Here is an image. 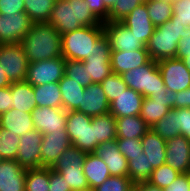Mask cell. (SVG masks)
Wrapping results in <instances>:
<instances>
[{
    "label": "cell",
    "instance_id": "23",
    "mask_svg": "<svg viewBox=\"0 0 190 191\" xmlns=\"http://www.w3.org/2000/svg\"><path fill=\"white\" fill-rule=\"evenodd\" d=\"M151 60L147 49L133 51H111L110 63L112 72L122 73L147 64Z\"/></svg>",
    "mask_w": 190,
    "mask_h": 191
},
{
    "label": "cell",
    "instance_id": "25",
    "mask_svg": "<svg viewBox=\"0 0 190 191\" xmlns=\"http://www.w3.org/2000/svg\"><path fill=\"white\" fill-rule=\"evenodd\" d=\"M143 147V152L147 155L149 165L153 169L160 167L166 161V140L155 133L151 128L140 139Z\"/></svg>",
    "mask_w": 190,
    "mask_h": 191
},
{
    "label": "cell",
    "instance_id": "53",
    "mask_svg": "<svg viewBox=\"0 0 190 191\" xmlns=\"http://www.w3.org/2000/svg\"><path fill=\"white\" fill-rule=\"evenodd\" d=\"M11 85L0 88V114L11 109Z\"/></svg>",
    "mask_w": 190,
    "mask_h": 191
},
{
    "label": "cell",
    "instance_id": "5",
    "mask_svg": "<svg viewBox=\"0 0 190 191\" xmlns=\"http://www.w3.org/2000/svg\"><path fill=\"white\" fill-rule=\"evenodd\" d=\"M127 87L137 91L144 97L153 93L167 92L157 61L150 60L147 64L121 74Z\"/></svg>",
    "mask_w": 190,
    "mask_h": 191
},
{
    "label": "cell",
    "instance_id": "7",
    "mask_svg": "<svg viewBox=\"0 0 190 191\" xmlns=\"http://www.w3.org/2000/svg\"><path fill=\"white\" fill-rule=\"evenodd\" d=\"M28 64L20 43L0 44V65L11 83L26 80Z\"/></svg>",
    "mask_w": 190,
    "mask_h": 191
},
{
    "label": "cell",
    "instance_id": "1",
    "mask_svg": "<svg viewBox=\"0 0 190 191\" xmlns=\"http://www.w3.org/2000/svg\"><path fill=\"white\" fill-rule=\"evenodd\" d=\"M29 63L62 56L61 35L48 23H33L20 42Z\"/></svg>",
    "mask_w": 190,
    "mask_h": 191
},
{
    "label": "cell",
    "instance_id": "43",
    "mask_svg": "<svg viewBox=\"0 0 190 191\" xmlns=\"http://www.w3.org/2000/svg\"><path fill=\"white\" fill-rule=\"evenodd\" d=\"M135 184L128 176H110L95 191H131Z\"/></svg>",
    "mask_w": 190,
    "mask_h": 191
},
{
    "label": "cell",
    "instance_id": "26",
    "mask_svg": "<svg viewBox=\"0 0 190 191\" xmlns=\"http://www.w3.org/2000/svg\"><path fill=\"white\" fill-rule=\"evenodd\" d=\"M83 172L88 186L96 188L111 176L107 164L94 152L87 153L83 161Z\"/></svg>",
    "mask_w": 190,
    "mask_h": 191
},
{
    "label": "cell",
    "instance_id": "18",
    "mask_svg": "<svg viewBox=\"0 0 190 191\" xmlns=\"http://www.w3.org/2000/svg\"><path fill=\"white\" fill-rule=\"evenodd\" d=\"M123 23L145 45L155 31V26L150 20L146 3L143 2L131 11L123 20Z\"/></svg>",
    "mask_w": 190,
    "mask_h": 191
},
{
    "label": "cell",
    "instance_id": "46",
    "mask_svg": "<svg viewBox=\"0 0 190 191\" xmlns=\"http://www.w3.org/2000/svg\"><path fill=\"white\" fill-rule=\"evenodd\" d=\"M116 143L120 152L127 160L131 159V156H136L143 153V147L140 139L116 138Z\"/></svg>",
    "mask_w": 190,
    "mask_h": 191
},
{
    "label": "cell",
    "instance_id": "16",
    "mask_svg": "<svg viewBox=\"0 0 190 191\" xmlns=\"http://www.w3.org/2000/svg\"><path fill=\"white\" fill-rule=\"evenodd\" d=\"M166 161L168 166L180 173L190 171V140L183 135L166 140Z\"/></svg>",
    "mask_w": 190,
    "mask_h": 191
},
{
    "label": "cell",
    "instance_id": "4",
    "mask_svg": "<svg viewBox=\"0 0 190 191\" xmlns=\"http://www.w3.org/2000/svg\"><path fill=\"white\" fill-rule=\"evenodd\" d=\"M185 29L180 23L171 20L157 26L146 45L151 60L176 58L178 42L184 37Z\"/></svg>",
    "mask_w": 190,
    "mask_h": 191
},
{
    "label": "cell",
    "instance_id": "49",
    "mask_svg": "<svg viewBox=\"0 0 190 191\" xmlns=\"http://www.w3.org/2000/svg\"><path fill=\"white\" fill-rule=\"evenodd\" d=\"M25 0H0V15L25 12Z\"/></svg>",
    "mask_w": 190,
    "mask_h": 191
},
{
    "label": "cell",
    "instance_id": "32",
    "mask_svg": "<svg viewBox=\"0 0 190 191\" xmlns=\"http://www.w3.org/2000/svg\"><path fill=\"white\" fill-rule=\"evenodd\" d=\"M92 120L95 122L97 146L103 142L116 139V118L111 113L93 116Z\"/></svg>",
    "mask_w": 190,
    "mask_h": 191
},
{
    "label": "cell",
    "instance_id": "11",
    "mask_svg": "<svg viewBox=\"0 0 190 191\" xmlns=\"http://www.w3.org/2000/svg\"><path fill=\"white\" fill-rule=\"evenodd\" d=\"M166 89L181 92L190 88V69L178 58L157 61Z\"/></svg>",
    "mask_w": 190,
    "mask_h": 191
},
{
    "label": "cell",
    "instance_id": "33",
    "mask_svg": "<svg viewBox=\"0 0 190 191\" xmlns=\"http://www.w3.org/2000/svg\"><path fill=\"white\" fill-rule=\"evenodd\" d=\"M56 0H25V13L34 23L48 22Z\"/></svg>",
    "mask_w": 190,
    "mask_h": 191
},
{
    "label": "cell",
    "instance_id": "2",
    "mask_svg": "<svg viewBox=\"0 0 190 191\" xmlns=\"http://www.w3.org/2000/svg\"><path fill=\"white\" fill-rule=\"evenodd\" d=\"M48 23L63 35L102 22L88 9L84 0H56Z\"/></svg>",
    "mask_w": 190,
    "mask_h": 191
},
{
    "label": "cell",
    "instance_id": "42",
    "mask_svg": "<svg viewBox=\"0 0 190 191\" xmlns=\"http://www.w3.org/2000/svg\"><path fill=\"white\" fill-rule=\"evenodd\" d=\"M103 90L106 94L107 100L111 103L115 100L121 92H124L128 87L124 83L121 75L111 73L101 83Z\"/></svg>",
    "mask_w": 190,
    "mask_h": 191
},
{
    "label": "cell",
    "instance_id": "48",
    "mask_svg": "<svg viewBox=\"0 0 190 191\" xmlns=\"http://www.w3.org/2000/svg\"><path fill=\"white\" fill-rule=\"evenodd\" d=\"M87 2L88 9L101 21L109 22V9L105 3H101V0H84Z\"/></svg>",
    "mask_w": 190,
    "mask_h": 191
},
{
    "label": "cell",
    "instance_id": "15",
    "mask_svg": "<svg viewBox=\"0 0 190 191\" xmlns=\"http://www.w3.org/2000/svg\"><path fill=\"white\" fill-rule=\"evenodd\" d=\"M34 129L41 134L62 132L66 129L67 111L58 107H35L32 112Z\"/></svg>",
    "mask_w": 190,
    "mask_h": 191
},
{
    "label": "cell",
    "instance_id": "45",
    "mask_svg": "<svg viewBox=\"0 0 190 191\" xmlns=\"http://www.w3.org/2000/svg\"><path fill=\"white\" fill-rule=\"evenodd\" d=\"M172 22H177L183 27H190V0H176L173 2Z\"/></svg>",
    "mask_w": 190,
    "mask_h": 191
},
{
    "label": "cell",
    "instance_id": "31",
    "mask_svg": "<svg viewBox=\"0 0 190 191\" xmlns=\"http://www.w3.org/2000/svg\"><path fill=\"white\" fill-rule=\"evenodd\" d=\"M153 170L144 152L136 156H131V159L128 160V177L134 184L147 182Z\"/></svg>",
    "mask_w": 190,
    "mask_h": 191
},
{
    "label": "cell",
    "instance_id": "30",
    "mask_svg": "<svg viewBox=\"0 0 190 191\" xmlns=\"http://www.w3.org/2000/svg\"><path fill=\"white\" fill-rule=\"evenodd\" d=\"M36 107L63 108L60 87L57 82L33 86Z\"/></svg>",
    "mask_w": 190,
    "mask_h": 191
},
{
    "label": "cell",
    "instance_id": "12",
    "mask_svg": "<svg viewBox=\"0 0 190 191\" xmlns=\"http://www.w3.org/2000/svg\"><path fill=\"white\" fill-rule=\"evenodd\" d=\"M33 23L25 12L0 15V44L20 43Z\"/></svg>",
    "mask_w": 190,
    "mask_h": 191
},
{
    "label": "cell",
    "instance_id": "24",
    "mask_svg": "<svg viewBox=\"0 0 190 191\" xmlns=\"http://www.w3.org/2000/svg\"><path fill=\"white\" fill-rule=\"evenodd\" d=\"M0 127L22 136L34 130L31 112L11 108L7 112L0 114Z\"/></svg>",
    "mask_w": 190,
    "mask_h": 191
},
{
    "label": "cell",
    "instance_id": "58",
    "mask_svg": "<svg viewBox=\"0 0 190 191\" xmlns=\"http://www.w3.org/2000/svg\"><path fill=\"white\" fill-rule=\"evenodd\" d=\"M178 59H181L184 63V65L187 67V68H190V56L188 57H176Z\"/></svg>",
    "mask_w": 190,
    "mask_h": 191
},
{
    "label": "cell",
    "instance_id": "40",
    "mask_svg": "<svg viewBox=\"0 0 190 191\" xmlns=\"http://www.w3.org/2000/svg\"><path fill=\"white\" fill-rule=\"evenodd\" d=\"M60 173L71 190H77L88 186L87 178L84 175L83 167L51 168Z\"/></svg>",
    "mask_w": 190,
    "mask_h": 191
},
{
    "label": "cell",
    "instance_id": "13",
    "mask_svg": "<svg viewBox=\"0 0 190 191\" xmlns=\"http://www.w3.org/2000/svg\"><path fill=\"white\" fill-rule=\"evenodd\" d=\"M103 28L111 51L146 49V45L121 22H103Z\"/></svg>",
    "mask_w": 190,
    "mask_h": 191
},
{
    "label": "cell",
    "instance_id": "35",
    "mask_svg": "<svg viewBox=\"0 0 190 191\" xmlns=\"http://www.w3.org/2000/svg\"><path fill=\"white\" fill-rule=\"evenodd\" d=\"M146 7L155 27L169 21L173 15V2L167 0H148Z\"/></svg>",
    "mask_w": 190,
    "mask_h": 191
},
{
    "label": "cell",
    "instance_id": "56",
    "mask_svg": "<svg viewBox=\"0 0 190 191\" xmlns=\"http://www.w3.org/2000/svg\"><path fill=\"white\" fill-rule=\"evenodd\" d=\"M12 83L8 80V77L5 74V71L2 69L0 65V88L2 87H8Z\"/></svg>",
    "mask_w": 190,
    "mask_h": 191
},
{
    "label": "cell",
    "instance_id": "51",
    "mask_svg": "<svg viewBox=\"0 0 190 191\" xmlns=\"http://www.w3.org/2000/svg\"><path fill=\"white\" fill-rule=\"evenodd\" d=\"M163 191H190L189 179L187 173H181L179 176Z\"/></svg>",
    "mask_w": 190,
    "mask_h": 191
},
{
    "label": "cell",
    "instance_id": "29",
    "mask_svg": "<svg viewBox=\"0 0 190 191\" xmlns=\"http://www.w3.org/2000/svg\"><path fill=\"white\" fill-rule=\"evenodd\" d=\"M62 97L63 109L66 111H78L85 87L78 82L63 76L58 82Z\"/></svg>",
    "mask_w": 190,
    "mask_h": 191
},
{
    "label": "cell",
    "instance_id": "22",
    "mask_svg": "<svg viewBox=\"0 0 190 191\" xmlns=\"http://www.w3.org/2000/svg\"><path fill=\"white\" fill-rule=\"evenodd\" d=\"M143 99L142 94L128 87L110 103L109 113L115 118L138 116L141 113Z\"/></svg>",
    "mask_w": 190,
    "mask_h": 191
},
{
    "label": "cell",
    "instance_id": "47",
    "mask_svg": "<svg viewBox=\"0 0 190 191\" xmlns=\"http://www.w3.org/2000/svg\"><path fill=\"white\" fill-rule=\"evenodd\" d=\"M49 191H72L65 178L51 168H49Z\"/></svg>",
    "mask_w": 190,
    "mask_h": 191
},
{
    "label": "cell",
    "instance_id": "14",
    "mask_svg": "<svg viewBox=\"0 0 190 191\" xmlns=\"http://www.w3.org/2000/svg\"><path fill=\"white\" fill-rule=\"evenodd\" d=\"M43 134L34 129L20 136L16 161L25 169L41 167V142Z\"/></svg>",
    "mask_w": 190,
    "mask_h": 191
},
{
    "label": "cell",
    "instance_id": "39",
    "mask_svg": "<svg viewBox=\"0 0 190 191\" xmlns=\"http://www.w3.org/2000/svg\"><path fill=\"white\" fill-rule=\"evenodd\" d=\"M86 152L71 145L57 159L51 168L83 167Z\"/></svg>",
    "mask_w": 190,
    "mask_h": 191
},
{
    "label": "cell",
    "instance_id": "19",
    "mask_svg": "<svg viewBox=\"0 0 190 191\" xmlns=\"http://www.w3.org/2000/svg\"><path fill=\"white\" fill-rule=\"evenodd\" d=\"M109 107L102 85L91 83L85 87L78 111L93 117L109 113Z\"/></svg>",
    "mask_w": 190,
    "mask_h": 191
},
{
    "label": "cell",
    "instance_id": "28",
    "mask_svg": "<svg viewBox=\"0 0 190 191\" xmlns=\"http://www.w3.org/2000/svg\"><path fill=\"white\" fill-rule=\"evenodd\" d=\"M149 129L140 115L116 118V138L141 139Z\"/></svg>",
    "mask_w": 190,
    "mask_h": 191
},
{
    "label": "cell",
    "instance_id": "55",
    "mask_svg": "<svg viewBox=\"0 0 190 191\" xmlns=\"http://www.w3.org/2000/svg\"><path fill=\"white\" fill-rule=\"evenodd\" d=\"M137 191H163L162 189L158 188L157 186H154L147 182H140L135 184L134 187Z\"/></svg>",
    "mask_w": 190,
    "mask_h": 191
},
{
    "label": "cell",
    "instance_id": "3",
    "mask_svg": "<svg viewBox=\"0 0 190 191\" xmlns=\"http://www.w3.org/2000/svg\"><path fill=\"white\" fill-rule=\"evenodd\" d=\"M104 34L100 25L86 26L61 35L62 57L65 60L84 61L91 56L95 42Z\"/></svg>",
    "mask_w": 190,
    "mask_h": 191
},
{
    "label": "cell",
    "instance_id": "10",
    "mask_svg": "<svg viewBox=\"0 0 190 191\" xmlns=\"http://www.w3.org/2000/svg\"><path fill=\"white\" fill-rule=\"evenodd\" d=\"M176 92L167 89V92L153 93L144 97L140 117L151 128L163 118L171 108H175Z\"/></svg>",
    "mask_w": 190,
    "mask_h": 191
},
{
    "label": "cell",
    "instance_id": "60",
    "mask_svg": "<svg viewBox=\"0 0 190 191\" xmlns=\"http://www.w3.org/2000/svg\"><path fill=\"white\" fill-rule=\"evenodd\" d=\"M187 174H188L189 185H190V171Z\"/></svg>",
    "mask_w": 190,
    "mask_h": 191
},
{
    "label": "cell",
    "instance_id": "36",
    "mask_svg": "<svg viewBox=\"0 0 190 191\" xmlns=\"http://www.w3.org/2000/svg\"><path fill=\"white\" fill-rule=\"evenodd\" d=\"M25 191H49V167L27 169Z\"/></svg>",
    "mask_w": 190,
    "mask_h": 191
},
{
    "label": "cell",
    "instance_id": "17",
    "mask_svg": "<svg viewBox=\"0 0 190 191\" xmlns=\"http://www.w3.org/2000/svg\"><path fill=\"white\" fill-rule=\"evenodd\" d=\"M72 145L67 130L43 135L41 142V167L51 168L59 156Z\"/></svg>",
    "mask_w": 190,
    "mask_h": 191
},
{
    "label": "cell",
    "instance_id": "50",
    "mask_svg": "<svg viewBox=\"0 0 190 191\" xmlns=\"http://www.w3.org/2000/svg\"><path fill=\"white\" fill-rule=\"evenodd\" d=\"M178 127L180 135L190 140V108H178Z\"/></svg>",
    "mask_w": 190,
    "mask_h": 191
},
{
    "label": "cell",
    "instance_id": "57",
    "mask_svg": "<svg viewBox=\"0 0 190 191\" xmlns=\"http://www.w3.org/2000/svg\"><path fill=\"white\" fill-rule=\"evenodd\" d=\"M117 0H101V3H105L106 7L110 10Z\"/></svg>",
    "mask_w": 190,
    "mask_h": 191
},
{
    "label": "cell",
    "instance_id": "20",
    "mask_svg": "<svg viewBox=\"0 0 190 191\" xmlns=\"http://www.w3.org/2000/svg\"><path fill=\"white\" fill-rule=\"evenodd\" d=\"M94 153L107 164L111 176H128V160L120 152L116 139L99 144Z\"/></svg>",
    "mask_w": 190,
    "mask_h": 191
},
{
    "label": "cell",
    "instance_id": "41",
    "mask_svg": "<svg viewBox=\"0 0 190 191\" xmlns=\"http://www.w3.org/2000/svg\"><path fill=\"white\" fill-rule=\"evenodd\" d=\"M65 76L79 83V85L86 87L92 83L88 79V73L85 69L83 61L66 60L65 61Z\"/></svg>",
    "mask_w": 190,
    "mask_h": 191
},
{
    "label": "cell",
    "instance_id": "8",
    "mask_svg": "<svg viewBox=\"0 0 190 191\" xmlns=\"http://www.w3.org/2000/svg\"><path fill=\"white\" fill-rule=\"evenodd\" d=\"M111 46L106 35L103 34L96 42L91 56L83 61L92 83H101L112 73L110 63Z\"/></svg>",
    "mask_w": 190,
    "mask_h": 191
},
{
    "label": "cell",
    "instance_id": "38",
    "mask_svg": "<svg viewBox=\"0 0 190 191\" xmlns=\"http://www.w3.org/2000/svg\"><path fill=\"white\" fill-rule=\"evenodd\" d=\"M179 174L181 173L164 163L152 171L148 182L163 190L168 187Z\"/></svg>",
    "mask_w": 190,
    "mask_h": 191
},
{
    "label": "cell",
    "instance_id": "44",
    "mask_svg": "<svg viewBox=\"0 0 190 191\" xmlns=\"http://www.w3.org/2000/svg\"><path fill=\"white\" fill-rule=\"evenodd\" d=\"M141 3L140 0H117L109 10V22H120Z\"/></svg>",
    "mask_w": 190,
    "mask_h": 191
},
{
    "label": "cell",
    "instance_id": "37",
    "mask_svg": "<svg viewBox=\"0 0 190 191\" xmlns=\"http://www.w3.org/2000/svg\"><path fill=\"white\" fill-rule=\"evenodd\" d=\"M20 136L0 127V156L2 160H16Z\"/></svg>",
    "mask_w": 190,
    "mask_h": 191
},
{
    "label": "cell",
    "instance_id": "52",
    "mask_svg": "<svg viewBox=\"0 0 190 191\" xmlns=\"http://www.w3.org/2000/svg\"><path fill=\"white\" fill-rule=\"evenodd\" d=\"M190 56V27L185 29L184 37L178 42L176 57Z\"/></svg>",
    "mask_w": 190,
    "mask_h": 191
},
{
    "label": "cell",
    "instance_id": "21",
    "mask_svg": "<svg viewBox=\"0 0 190 191\" xmlns=\"http://www.w3.org/2000/svg\"><path fill=\"white\" fill-rule=\"evenodd\" d=\"M27 169L16 160L0 162V191H25Z\"/></svg>",
    "mask_w": 190,
    "mask_h": 191
},
{
    "label": "cell",
    "instance_id": "27",
    "mask_svg": "<svg viewBox=\"0 0 190 191\" xmlns=\"http://www.w3.org/2000/svg\"><path fill=\"white\" fill-rule=\"evenodd\" d=\"M11 108L32 112L36 107L33 86L26 80L11 84Z\"/></svg>",
    "mask_w": 190,
    "mask_h": 191
},
{
    "label": "cell",
    "instance_id": "54",
    "mask_svg": "<svg viewBox=\"0 0 190 191\" xmlns=\"http://www.w3.org/2000/svg\"><path fill=\"white\" fill-rule=\"evenodd\" d=\"M175 108H190V88L176 92Z\"/></svg>",
    "mask_w": 190,
    "mask_h": 191
},
{
    "label": "cell",
    "instance_id": "9",
    "mask_svg": "<svg viewBox=\"0 0 190 191\" xmlns=\"http://www.w3.org/2000/svg\"><path fill=\"white\" fill-rule=\"evenodd\" d=\"M65 59L56 57L54 59L41 60L29 63L26 81L32 86H39L59 82L65 73Z\"/></svg>",
    "mask_w": 190,
    "mask_h": 191
},
{
    "label": "cell",
    "instance_id": "34",
    "mask_svg": "<svg viewBox=\"0 0 190 191\" xmlns=\"http://www.w3.org/2000/svg\"><path fill=\"white\" fill-rule=\"evenodd\" d=\"M151 129L164 140L180 135V127H178V108H171Z\"/></svg>",
    "mask_w": 190,
    "mask_h": 191
},
{
    "label": "cell",
    "instance_id": "59",
    "mask_svg": "<svg viewBox=\"0 0 190 191\" xmlns=\"http://www.w3.org/2000/svg\"><path fill=\"white\" fill-rule=\"evenodd\" d=\"M72 191H95V190L91 188L90 186H87V187L77 189V190H72Z\"/></svg>",
    "mask_w": 190,
    "mask_h": 191
},
{
    "label": "cell",
    "instance_id": "6",
    "mask_svg": "<svg viewBox=\"0 0 190 191\" xmlns=\"http://www.w3.org/2000/svg\"><path fill=\"white\" fill-rule=\"evenodd\" d=\"M66 130L73 146L86 153L96 150L95 122L91 116L79 111H67Z\"/></svg>",
    "mask_w": 190,
    "mask_h": 191
}]
</instances>
